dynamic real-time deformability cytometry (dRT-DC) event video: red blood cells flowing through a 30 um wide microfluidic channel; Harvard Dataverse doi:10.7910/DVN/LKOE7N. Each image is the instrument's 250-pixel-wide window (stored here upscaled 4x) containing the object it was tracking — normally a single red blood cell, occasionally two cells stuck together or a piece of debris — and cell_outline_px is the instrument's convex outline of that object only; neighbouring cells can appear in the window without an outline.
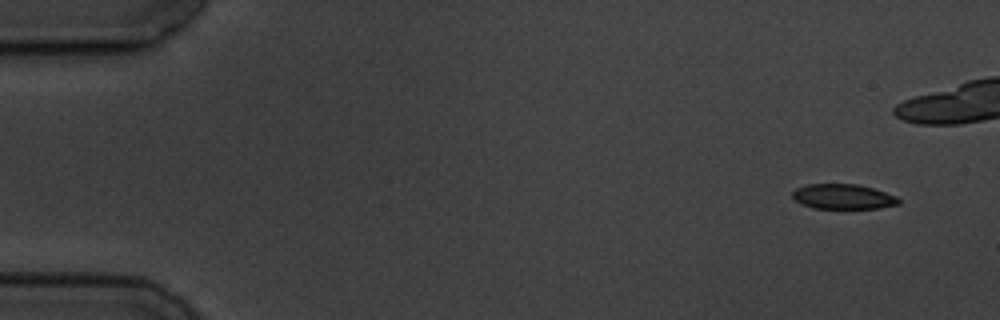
{"species": "common noctule bat (a hibernating species)", "species_latin": "Nyctalus noctula", "temperature_condition": "cold", "stored_images_in_passage": 7, "camera_frame_rate_fps": 3000, "um_per_image_px": 0.085, "animal": {"sex": "male", "body_mass_g": 19.5, "forearm_length_mm": 54.6}, "frame": {"image": 1, "passage_image": 1, "time_ms": 0.0, "image_size_px": [1000, 320], "cell_outline_px": [[900, 204], [880, 208], [812, 208], [800, 204], [792, 196], [792, 192], [796, 188], [808, 184], [856, 184], [872, 188], [896, 196], [900, 200]], "centroid_in_image_um": [71.65, 16.72], "position_along_channel_um": 13.4, "area_um2": 15.43}}
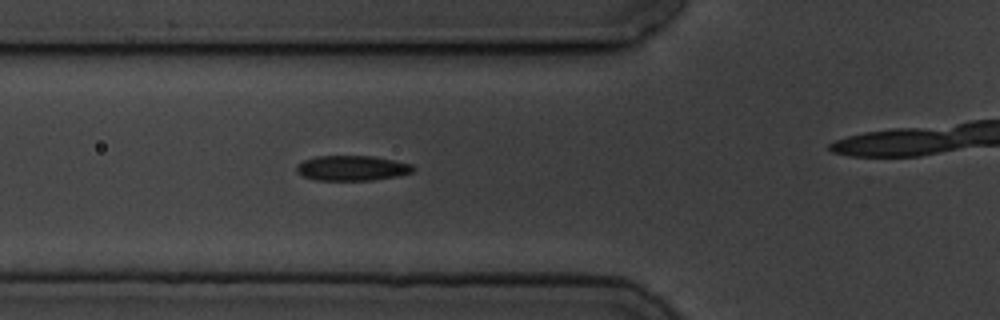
{"frame": {"image": 2, "passage_image": 6, "time_ms": 5.667, "image_size_px": [1000, 320], "cell_outline_px": [[416, 168], [412, 172], [396, 176], [372, 180], [312, 180], [296, 172], [296, 164], [304, 160], [316, 156], [372, 156], [412, 164]], "centroid_in_image_um": [29.89, 14.29], "position_along_channel_um": 95.9, "area_um2": 17.05}}